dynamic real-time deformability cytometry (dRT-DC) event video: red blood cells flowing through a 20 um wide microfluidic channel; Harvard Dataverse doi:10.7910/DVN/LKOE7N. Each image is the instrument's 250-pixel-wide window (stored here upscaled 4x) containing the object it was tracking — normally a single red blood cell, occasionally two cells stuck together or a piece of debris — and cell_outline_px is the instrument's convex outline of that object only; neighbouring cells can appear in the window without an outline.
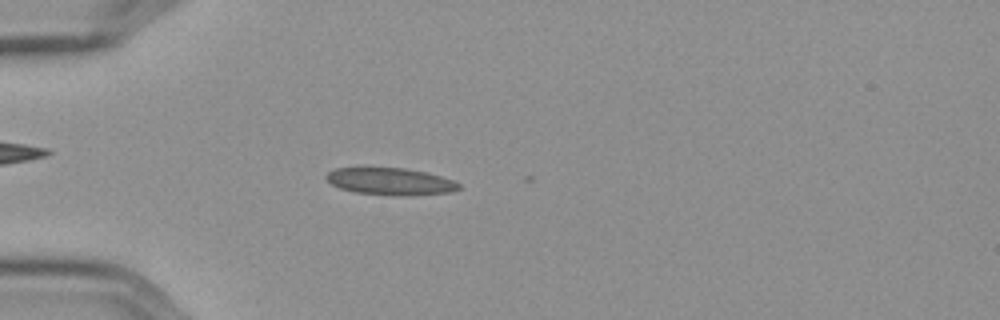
{"species": "Egyptian fruit bat (a non-hibernating species)", "species_latin": "Rousettus aegyptiacus", "temperature_condition": "cold", "stored_images_in_passage": 47, "camera_frame_rate_fps": 3000, "um_per_image_px": 0.085, "frame": {"image": 1, "passage_image": 13, "time_ms": 4.0, "image_size_px": [1000, 320], "cell_outline_px": [[460, 188], [448, 192], [400, 196], [356, 192], [340, 188], [332, 184], [324, 176], [328, 172], [336, 168], [404, 168], [424, 172], [440, 176], [452, 180], [460, 184]], "centroid_in_image_um": [33.15, 15.42], "position_along_channel_um": 51.8, "area_um2": 20.52}}
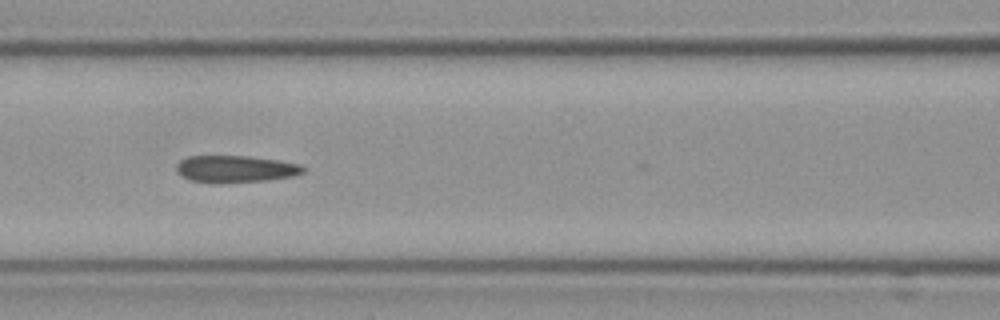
{"frame": {"image": 2, "passage_image": 22, "time_ms": 7.0, "image_size_px": [1000, 320], "cell_outline_px": [[304, 172], [292, 176], [268, 180], [192, 180], [180, 176], [176, 172], [176, 164], [180, 160], [188, 156], [248, 156], [276, 160], [300, 164], [304, 168]], "centroid_in_image_um": [20.01, 14.31], "position_along_channel_um": 146.6, "area_um2": 18.96}}
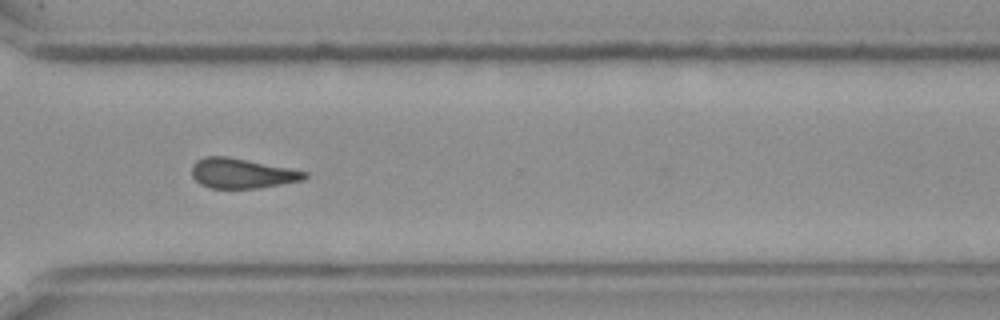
{"frame": {"image": 3, "passage_image": 39, "time_ms": 12.667, "image_size_px": [1000, 320], "cell_outline_px": [[308, 176], [304, 180], [260, 188], [212, 188], [200, 184], [192, 176], [192, 164], [196, 160], [204, 156], [228, 156], [308, 172]], "centroid_in_image_um": [20.55, 14.73], "position_along_channel_um": 350.0, "area_um2": 19.71}, "authors_computed_cell_mechanics": {"area_um2": 19.7098, "velocity_mm_per_s": 3.5985, "shape_relaxation_time_tau1_ms": null, "shape_relaxation_time_tau2_ms": 4.5229, "deformation_change_tau1": null, "deformation_change_tau2": 0.1368}}